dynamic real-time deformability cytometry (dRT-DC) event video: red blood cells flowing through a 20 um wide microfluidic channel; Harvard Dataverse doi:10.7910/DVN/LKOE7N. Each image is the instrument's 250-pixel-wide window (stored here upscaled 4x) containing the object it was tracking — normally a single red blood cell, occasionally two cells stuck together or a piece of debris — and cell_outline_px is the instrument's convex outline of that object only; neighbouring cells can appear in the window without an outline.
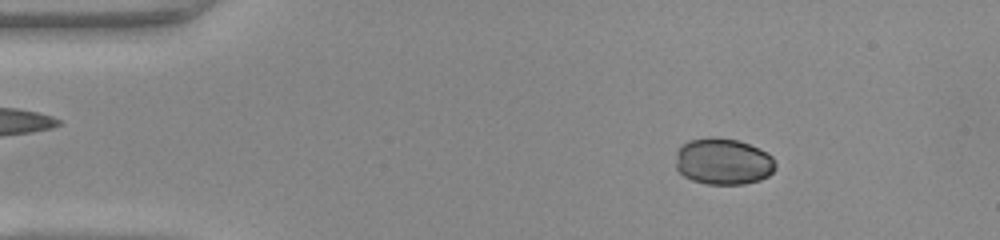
{"species": "common noctule bat (a hibernating species)", "species_latin": "Nyctalus noctula", "temperature_condition": "warm", "stored_images_in_passage": 44, "camera_frame_rate_fps": 3000, "um_per_image_px": 0.085, "animal": {"sex": "female", "body_mass_g": 22.0, "forearm_length_mm": 56.7}, "frame": {"image": 1, "passage_image": 2, "time_ms": 0.333, "image_size_px": [1000, 240], "cell_outline_px": [[776, 168], [768, 176], [760, 180], [744, 184], [708, 184], [692, 180], [684, 176], [676, 168], [676, 152], [680, 144], [688, 140], [712, 136], [740, 140], [768, 152], [772, 156], [776, 164]], "centroid_in_image_um": [61.47, 13.71], "position_along_channel_um": 23.5, "area_um2": 27.46}}
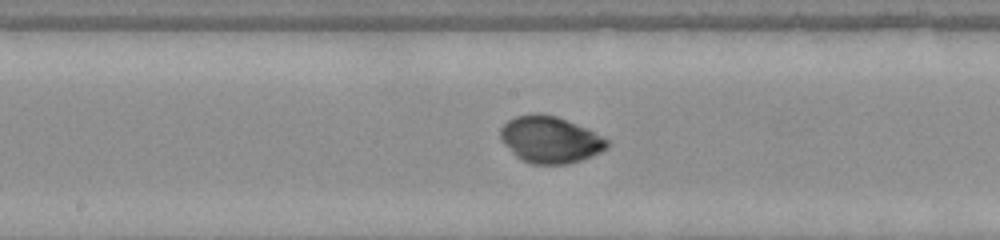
{"frame": {"image": 2, "passage_image": 20, "time_ms": 6.333, "image_size_px": [1000, 240], "cell_outline_px": [[608, 148], [584, 160], [568, 164], [532, 164], [520, 160], [500, 140], [500, 128], [508, 120], [516, 116], [556, 116], [588, 128], [608, 140]], "centroid_in_image_um": [46.78, 11.91], "position_along_channel_um": 201.4, "area_um2": 28.73}}
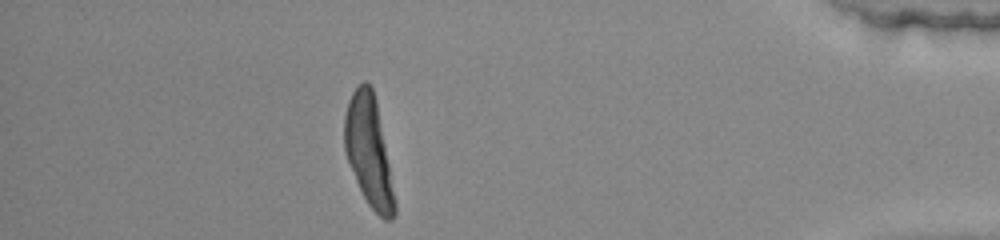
{"frame": {"image": 3, "passage_image": 38, "time_ms": 12.333, "image_size_px": [1000, 240], "cell_outline_px": [[396, 212], [392, 220], [384, 220], [368, 204], [356, 180], [348, 160], [344, 148], [344, 116], [348, 100], [352, 92], [364, 80], [372, 88], [376, 100], [396, 200]], "centroid_in_image_um": [31.35, 12.86], "position_along_channel_um": 403.8, "area_um2": 31.79}, "authors_computed_cell_mechanics": {"area_um2": 29.2468, "velocity_mm_per_s": 4.1819, "shape_relaxation_time_tau1_ms": 1.6296, "shape_relaxation_time_tau2_ms": null, "deformation_change_tau1": 0.0526, "deformation_change_tau2": null}}